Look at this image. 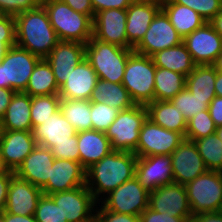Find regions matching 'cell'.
I'll return each mask as SVG.
<instances>
[{"mask_svg": "<svg viewBox=\"0 0 222 222\" xmlns=\"http://www.w3.org/2000/svg\"><path fill=\"white\" fill-rule=\"evenodd\" d=\"M40 59V57L17 45L8 48L0 62V88L24 92Z\"/></svg>", "mask_w": 222, "mask_h": 222, "instance_id": "obj_8", "label": "cell"}, {"mask_svg": "<svg viewBox=\"0 0 222 222\" xmlns=\"http://www.w3.org/2000/svg\"><path fill=\"white\" fill-rule=\"evenodd\" d=\"M170 102L178 108L188 121L200 111L208 110L210 101L192 94L186 87L178 92Z\"/></svg>", "mask_w": 222, "mask_h": 222, "instance_id": "obj_38", "label": "cell"}, {"mask_svg": "<svg viewBox=\"0 0 222 222\" xmlns=\"http://www.w3.org/2000/svg\"><path fill=\"white\" fill-rule=\"evenodd\" d=\"M185 137L176 131L167 130L148 117L142 125L137 149V157L171 155Z\"/></svg>", "mask_w": 222, "mask_h": 222, "instance_id": "obj_10", "label": "cell"}, {"mask_svg": "<svg viewBox=\"0 0 222 222\" xmlns=\"http://www.w3.org/2000/svg\"><path fill=\"white\" fill-rule=\"evenodd\" d=\"M24 93L32 96L59 94V87L51 66L45 58L36 64Z\"/></svg>", "mask_w": 222, "mask_h": 222, "instance_id": "obj_33", "label": "cell"}, {"mask_svg": "<svg viewBox=\"0 0 222 222\" xmlns=\"http://www.w3.org/2000/svg\"><path fill=\"white\" fill-rule=\"evenodd\" d=\"M149 192L134 176L106 195L100 202L105 210L139 216L148 208Z\"/></svg>", "mask_w": 222, "mask_h": 222, "instance_id": "obj_9", "label": "cell"}, {"mask_svg": "<svg viewBox=\"0 0 222 222\" xmlns=\"http://www.w3.org/2000/svg\"><path fill=\"white\" fill-rule=\"evenodd\" d=\"M61 98L58 94L31 97V121L33 128L60 110Z\"/></svg>", "mask_w": 222, "mask_h": 222, "instance_id": "obj_37", "label": "cell"}, {"mask_svg": "<svg viewBox=\"0 0 222 222\" xmlns=\"http://www.w3.org/2000/svg\"><path fill=\"white\" fill-rule=\"evenodd\" d=\"M174 182L186 185L208 169L194 141L184 139L170 155Z\"/></svg>", "mask_w": 222, "mask_h": 222, "instance_id": "obj_16", "label": "cell"}, {"mask_svg": "<svg viewBox=\"0 0 222 222\" xmlns=\"http://www.w3.org/2000/svg\"><path fill=\"white\" fill-rule=\"evenodd\" d=\"M14 175V172L10 170L0 175V212L5 210L10 180Z\"/></svg>", "mask_w": 222, "mask_h": 222, "instance_id": "obj_50", "label": "cell"}, {"mask_svg": "<svg viewBox=\"0 0 222 222\" xmlns=\"http://www.w3.org/2000/svg\"><path fill=\"white\" fill-rule=\"evenodd\" d=\"M208 110L216 127L222 125V97L215 96L210 102Z\"/></svg>", "mask_w": 222, "mask_h": 222, "instance_id": "obj_51", "label": "cell"}, {"mask_svg": "<svg viewBox=\"0 0 222 222\" xmlns=\"http://www.w3.org/2000/svg\"><path fill=\"white\" fill-rule=\"evenodd\" d=\"M54 159L51 149L37 145L14 174L42 188L49 180L50 166L53 165Z\"/></svg>", "mask_w": 222, "mask_h": 222, "instance_id": "obj_24", "label": "cell"}, {"mask_svg": "<svg viewBox=\"0 0 222 222\" xmlns=\"http://www.w3.org/2000/svg\"><path fill=\"white\" fill-rule=\"evenodd\" d=\"M0 42L8 48L16 45L15 17L0 12Z\"/></svg>", "mask_w": 222, "mask_h": 222, "instance_id": "obj_45", "label": "cell"}, {"mask_svg": "<svg viewBox=\"0 0 222 222\" xmlns=\"http://www.w3.org/2000/svg\"><path fill=\"white\" fill-rule=\"evenodd\" d=\"M68 222H94L97 202L87 185L49 195Z\"/></svg>", "mask_w": 222, "mask_h": 222, "instance_id": "obj_11", "label": "cell"}, {"mask_svg": "<svg viewBox=\"0 0 222 222\" xmlns=\"http://www.w3.org/2000/svg\"><path fill=\"white\" fill-rule=\"evenodd\" d=\"M217 70L212 65H195L186 77V88L199 98H207L210 102L215 98V82Z\"/></svg>", "mask_w": 222, "mask_h": 222, "instance_id": "obj_32", "label": "cell"}, {"mask_svg": "<svg viewBox=\"0 0 222 222\" xmlns=\"http://www.w3.org/2000/svg\"><path fill=\"white\" fill-rule=\"evenodd\" d=\"M36 146L32 131L0 130V158L10 171L15 172Z\"/></svg>", "mask_w": 222, "mask_h": 222, "instance_id": "obj_19", "label": "cell"}, {"mask_svg": "<svg viewBox=\"0 0 222 222\" xmlns=\"http://www.w3.org/2000/svg\"><path fill=\"white\" fill-rule=\"evenodd\" d=\"M31 96L16 92L0 121V130L32 131Z\"/></svg>", "mask_w": 222, "mask_h": 222, "instance_id": "obj_27", "label": "cell"}, {"mask_svg": "<svg viewBox=\"0 0 222 222\" xmlns=\"http://www.w3.org/2000/svg\"><path fill=\"white\" fill-rule=\"evenodd\" d=\"M32 133L37 145L51 149L58 142L73 141L77 131L59 110L43 124L34 127Z\"/></svg>", "mask_w": 222, "mask_h": 222, "instance_id": "obj_25", "label": "cell"}, {"mask_svg": "<svg viewBox=\"0 0 222 222\" xmlns=\"http://www.w3.org/2000/svg\"><path fill=\"white\" fill-rule=\"evenodd\" d=\"M126 9H106L95 14L93 37L126 49H134L127 41Z\"/></svg>", "mask_w": 222, "mask_h": 222, "instance_id": "obj_14", "label": "cell"}, {"mask_svg": "<svg viewBox=\"0 0 222 222\" xmlns=\"http://www.w3.org/2000/svg\"><path fill=\"white\" fill-rule=\"evenodd\" d=\"M182 42L195 65H212L222 51V38L209 22L185 36Z\"/></svg>", "mask_w": 222, "mask_h": 222, "instance_id": "obj_15", "label": "cell"}, {"mask_svg": "<svg viewBox=\"0 0 222 222\" xmlns=\"http://www.w3.org/2000/svg\"><path fill=\"white\" fill-rule=\"evenodd\" d=\"M15 31L16 45L41 59L46 58L60 41L42 4L17 15Z\"/></svg>", "mask_w": 222, "mask_h": 222, "instance_id": "obj_2", "label": "cell"}, {"mask_svg": "<svg viewBox=\"0 0 222 222\" xmlns=\"http://www.w3.org/2000/svg\"><path fill=\"white\" fill-rule=\"evenodd\" d=\"M0 222H4V212H0Z\"/></svg>", "mask_w": 222, "mask_h": 222, "instance_id": "obj_61", "label": "cell"}, {"mask_svg": "<svg viewBox=\"0 0 222 222\" xmlns=\"http://www.w3.org/2000/svg\"><path fill=\"white\" fill-rule=\"evenodd\" d=\"M34 218L36 222H68L60 207L46 194H43L39 199Z\"/></svg>", "mask_w": 222, "mask_h": 222, "instance_id": "obj_41", "label": "cell"}, {"mask_svg": "<svg viewBox=\"0 0 222 222\" xmlns=\"http://www.w3.org/2000/svg\"><path fill=\"white\" fill-rule=\"evenodd\" d=\"M7 50H8V47L4 43L0 42V62L5 56Z\"/></svg>", "mask_w": 222, "mask_h": 222, "instance_id": "obj_58", "label": "cell"}, {"mask_svg": "<svg viewBox=\"0 0 222 222\" xmlns=\"http://www.w3.org/2000/svg\"><path fill=\"white\" fill-rule=\"evenodd\" d=\"M60 41L86 44L93 37V20L60 0H41Z\"/></svg>", "mask_w": 222, "mask_h": 222, "instance_id": "obj_3", "label": "cell"}, {"mask_svg": "<svg viewBox=\"0 0 222 222\" xmlns=\"http://www.w3.org/2000/svg\"><path fill=\"white\" fill-rule=\"evenodd\" d=\"M147 117L146 105L136 104L129 109L119 111L105 132L112 149L134 152L137 149L140 130Z\"/></svg>", "mask_w": 222, "mask_h": 222, "instance_id": "obj_6", "label": "cell"}, {"mask_svg": "<svg viewBox=\"0 0 222 222\" xmlns=\"http://www.w3.org/2000/svg\"><path fill=\"white\" fill-rule=\"evenodd\" d=\"M98 76L85 58L71 72L65 83L59 88L61 99L90 100Z\"/></svg>", "mask_w": 222, "mask_h": 222, "instance_id": "obj_23", "label": "cell"}, {"mask_svg": "<svg viewBox=\"0 0 222 222\" xmlns=\"http://www.w3.org/2000/svg\"><path fill=\"white\" fill-rule=\"evenodd\" d=\"M182 41L183 39L170 23L166 13L160 9L153 18L144 38L133 51L152 57L157 52L176 46Z\"/></svg>", "mask_w": 222, "mask_h": 222, "instance_id": "obj_12", "label": "cell"}, {"mask_svg": "<svg viewBox=\"0 0 222 222\" xmlns=\"http://www.w3.org/2000/svg\"><path fill=\"white\" fill-rule=\"evenodd\" d=\"M77 141L79 162L86 170L113 151L105 132L80 131L77 132Z\"/></svg>", "mask_w": 222, "mask_h": 222, "instance_id": "obj_26", "label": "cell"}, {"mask_svg": "<svg viewBox=\"0 0 222 222\" xmlns=\"http://www.w3.org/2000/svg\"><path fill=\"white\" fill-rule=\"evenodd\" d=\"M86 185V169L80 162L54 159L50 166L49 180L41 188L43 194L50 195Z\"/></svg>", "mask_w": 222, "mask_h": 222, "instance_id": "obj_18", "label": "cell"}, {"mask_svg": "<svg viewBox=\"0 0 222 222\" xmlns=\"http://www.w3.org/2000/svg\"><path fill=\"white\" fill-rule=\"evenodd\" d=\"M40 4L41 0H0V12L16 17L24 11L37 8Z\"/></svg>", "mask_w": 222, "mask_h": 222, "instance_id": "obj_43", "label": "cell"}, {"mask_svg": "<svg viewBox=\"0 0 222 222\" xmlns=\"http://www.w3.org/2000/svg\"><path fill=\"white\" fill-rule=\"evenodd\" d=\"M43 195L41 188L14 175L9 184L4 212L15 215H34Z\"/></svg>", "mask_w": 222, "mask_h": 222, "instance_id": "obj_22", "label": "cell"}, {"mask_svg": "<svg viewBox=\"0 0 222 222\" xmlns=\"http://www.w3.org/2000/svg\"><path fill=\"white\" fill-rule=\"evenodd\" d=\"M216 134H217L218 137L222 140V125L216 127Z\"/></svg>", "mask_w": 222, "mask_h": 222, "instance_id": "obj_60", "label": "cell"}, {"mask_svg": "<svg viewBox=\"0 0 222 222\" xmlns=\"http://www.w3.org/2000/svg\"><path fill=\"white\" fill-rule=\"evenodd\" d=\"M174 3L185 5L207 22H210L222 9V2L220 0H172Z\"/></svg>", "mask_w": 222, "mask_h": 222, "instance_id": "obj_42", "label": "cell"}, {"mask_svg": "<svg viewBox=\"0 0 222 222\" xmlns=\"http://www.w3.org/2000/svg\"><path fill=\"white\" fill-rule=\"evenodd\" d=\"M90 102L105 103L119 111L136 105L122 83H112L104 79H98Z\"/></svg>", "mask_w": 222, "mask_h": 222, "instance_id": "obj_30", "label": "cell"}, {"mask_svg": "<svg viewBox=\"0 0 222 222\" xmlns=\"http://www.w3.org/2000/svg\"><path fill=\"white\" fill-rule=\"evenodd\" d=\"M96 222H141L140 216L120 214L113 211L105 210L97 203L95 210Z\"/></svg>", "mask_w": 222, "mask_h": 222, "instance_id": "obj_46", "label": "cell"}, {"mask_svg": "<svg viewBox=\"0 0 222 222\" xmlns=\"http://www.w3.org/2000/svg\"><path fill=\"white\" fill-rule=\"evenodd\" d=\"M212 66L219 72L222 73V51L218 54Z\"/></svg>", "mask_w": 222, "mask_h": 222, "instance_id": "obj_57", "label": "cell"}, {"mask_svg": "<svg viewBox=\"0 0 222 222\" xmlns=\"http://www.w3.org/2000/svg\"><path fill=\"white\" fill-rule=\"evenodd\" d=\"M194 222H222V211L203 212L193 216Z\"/></svg>", "mask_w": 222, "mask_h": 222, "instance_id": "obj_53", "label": "cell"}, {"mask_svg": "<svg viewBox=\"0 0 222 222\" xmlns=\"http://www.w3.org/2000/svg\"><path fill=\"white\" fill-rule=\"evenodd\" d=\"M209 23L213 26L217 34L222 38V9Z\"/></svg>", "mask_w": 222, "mask_h": 222, "instance_id": "obj_55", "label": "cell"}, {"mask_svg": "<svg viewBox=\"0 0 222 222\" xmlns=\"http://www.w3.org/2000/svg\"><path fill=\"white\" fill-rule=\"evenodd\" d=\"M214 133H216V126L209 110L200 111L187 121L186 139L194 141Z\"/></svg>", "mask_w": 222, "mask_h": 222, "instance_id": "obj_39", "label": "cell"}, {"mask_svg": "<svg viewBox=\"0 0 222 222\" xmlns=\"http://www.w3.org/2000/svg\"><path fill=\"white\" fill-rule=\"evenodd\" d=\"M160 9L161 0H135L126 9L127 41L133 48L142 41Z\"/></svg>", "mask_w": 222, "mask_h": 222, "instance_id": "obj_20", "label": "cell"}, {"mask_svg": "<svg viewBox=\"0 0 222 222\" xmlns=\"http://www.w3.org/2000/svg\"><path fill=\"white\" fill-rule=\"evenodd\" d=\"M77 134L73 136V141L56 143L51 152L56 159L74 160L79 162V149L77 147Z\"/></svg>", "mask_w": 222, "mask_h": 222, "instance_id": "obj_44", "label": "cell"}, {"mask_svg": "<svg viewBox=\"0 0 222 222\" xmlns=\"http://www.w3.org/2000/svg\"><path fill=\"white\" fill-rule=\"evenodd\" d=\"M134 152L113 150L86 170V185L99 203L106 195L135 176Z\"/></svg>", "mask_w": 222, "mask_h": 222, "instance_id": "obj_1", "label": "cell"}, {"mask_svg": "<svg viewBox=\"0 0 222 222\" xmlns=\"http://www.w3.org/2000/svg\"><path fill=\"white\" fill-rule=\"evenodd\" d=\"M156 67H161L185 75L186 77L193 71V62L189 51L182 43L171 48L164 49L152 56Z\"/></svg>", "mask_w": 222, "mask_h": 222, "instance_id": "obj_31", "label": "cell"}, {"mask_svg": "<svg viewBox=\"0 0 222 222\" xmlns=\"http://www.w3.org/2000/svg\"><path fill=\"white\" fill-rule=\"evenodd\" d=\"M154 83V100L170 101L185 88L186 76L175 71L156 67Z\"/></svg>", "mask_w": 222, "mask_h": 222, "instance_id": "obj_34", "label": "cell"}, {"mask_svg": "<svg viewBox=\"0 0 222 222\" xmlns=\"http://www.w3.org/2000/svg\"><path fill=\"white\" fill-rule=\"evenodd\" d=\"M134 0H91L94 13L106 9H127Z\"/></svg>", "mask_w": 222, "mask_h": 222, "instance_id": "obj_48", "label": "cell"}, {"mask_svg": "<svg viewBox=\"0 0 222 222\" xmlns=\"http://www.w3.org/2000/svg\"><path fill=\"white\" fill-rule=\"evenodd\" d=\"M15 93L16 91L12 89L0 88V121L2 120Z\"/></svg>", "mask_w": 222, "mask_h": 222, "instance_id": "obj_52", "label": "cell"}, {"mask_svg": "<svg viewBox=\"0 0 222 222\" xmlns=\"http://www.w3.org/2000/svg\"><path fill=\"white\" fill-rule=\"evenodd\" d=\"M155 72L152 57L136 52L128 57L122 84L135 104L147 105L154 101Z\"/></svg>", "mask_w": 222, "mask_h": 222, "instance_id": "obj_5", "label": "cell"}, {"mask_svg": "<svg viewBox=\"0 0 222 222\" xmlns=\"http://www.w3.org/2000/svg\"><path fill=\"white\" fill-rule=\"evenodd\" d=\"M161 9L182 39L207 22L193 9L172 0H161Z\"/></svg>", "mask_w": 222, "mask_h": 222, "instance_id": "obj_28", "label": "cell"}, {"mask_svg": "<svg viewBox=\"0 0 222 222\" xmlns=\"http://www.w3.org/2000/svg\"><path fill=\"white\" fill-rule=\"evenodd\" d=\"M4 222H36L34 215H15L4 212Z\"/></svg>", "mask_w": 222, "mask_h": 222, "instance_id": "obj_54", "label": "cell"}, {"mask_svg": "<svg viewBox=\"0 0 222 222\" xmlns=\"http://www.w3.org/2000/svg\"><path fill=\"white\" fill-rule=\"evenodd\" d=\"M139 216L141 222H187L193 219L169 216L167 212L159 213L153 211L149 207L145 211H143Z\"/></svg>", "mask_w": 222, "mask_h": 222, "instance_id": "obj_47", "label": "cell"}, {"mask_svg": "<svg viewBox=\"0 0 222 222\" xmlns=\"http://www.w3.org/2000/svg\"><path fill=\"white\" fill-rule=\"evenodd\" d=\"M60 111L77 132L92 130L90 100L61 99Z\"/></svg>", "mask_w": 222, "mask_h": 222, "instance_id": "obj_35", "label": "cell"}, {"mask_svg": "<svg viewBox=\"0 0 222 222\" xmlns=\"http://www.w3.org/2000/svg\"><path fill=\"white\" fill-rule=\"evenodd\" d=\"M148 118L157 125L181 133L185 137L187 120L170 101L154 100L146 105Z\"/></svg>", "mask_w": 222, "mask_h": 222, "instance_id": "obj_29", "label": "cell"}, {"mask_svg": "<svg viewBox=\"0 0 222 222\" xmlns=\"http://www.w3.org/2000/svg\"><path fill=\"white\" fill-rule=\"evenodd\" d=\"M135 177L148 192L174 182L171 156L137 157Z\"/></svg>", "mask_w": 222, "mask_h": 222, "instance_id": "obj_17", "label": "cell"}, {"mask_svg": "<svg viewBox=\"0 0 222 222\" xmlns=\"http://www.w3.org/2000/svg\"><path fill=\"white\" fill-rule=\"evenodd\" d=\"M191 212L222 211V172L207 170L185 185Z\"/></svg>", "mask_w": 222, "mask_h": 222, "instance_id": "obj_7", "label": "cell"}, {"mask_svg": "<svg viewBox=\"0 0 222 222\" xmlns=\"http://www.w3.org/2000/svg\"><path fill=\"white\" fill-rule=\"evenodd\" d=\"M45 59L51 66L60 88L74 71V67L85 59V44L59 41Z\"/></svg>", "mask_w": 222, "mask_h": 222, "instance_id": "obj_21", "label": "cell"}, {"mask_svg": "<svg viewBox=\"0 0 222 222\" xmlns=\"http://www.w3.org/2000/svg\"><path fill=\"white\" fill-rule=\"evenodd\" d=\"M9 171V169L4 164V161L0 158V175L6 174Z\"/></svg>", "mask_w": 222, "mask_h": 222, "instance_id": "obj_59", "label": "cell"}, {"mask_svg": "<svg viewBox=\"0 0 222 222\" xmlns=\"http://www.w3.org/2000/svg\"><path fill=\"white\" fill-rule=\"evenodd\" d=\"M66 3L74 11L88 15L92 20H94L95 13L91 4V0H60Z\"/></svg>", "mask_w": 222, "mask_h": 222, "instance_id": "obj_49", "label": "cell"}, {"mask_svg": "<svg viewBox=\"0 0 222 222\" xmlns=\"http://www.w3.org/2000/svg\"><path fill=\"white\" fill-rule=\"evenodd\" d=\"M119 113L115 109L105 103L91 102V121L92 130L106 132L108 127L114 122Z\"/></svg>", "mask_w": 222, "mask_h": 222, "instance_id": "obj_40", "label": "cell"}, {"mask_svg": "<svg viewBox=\"0 0 222 222\" xmlns=\"http://www.w3.org/2000/svg\"><path fill=\"white\" fill-rule=\"evenodd\" d=\"M208 170L222 172V140L216 133L194 140Z\"/></svg>", "mask_w": 222, "mask_h": 222, "instance_id": "obj_36", "label": "cell"}, {"mask_svg": "<svg viewBox=\"0 0 222 222\" xmlns=\"http://www.w3.org/2000/svg\"><path fill=\"white\" fill-rule=\"evenodd\" d=\"M148 207L169 216L193 218L185 185L172 182L149 192Z\"/></svg>", "mask_w": 222, "mask_h": 222, "instance_id": "obj_13", "label": "cell"}, {"mask_svg": "<svg viewBox=\"0 0 222 222\" xmlns=\"http://www.w3.org/2000/svg\"><path fill=\"white\" fill-rule=\"evenodd\" d=\"M214 85L216 96L222 97V73L219 71H217L216 82Z\"/></svg>", "mask_w": 222, "mask_h": 222, "instance_id": "obj_56", "label": "cell"}, {"mask_svg": "<svg viewBox=\"0 0 222 222\" xmlns=\"http://www.w3.org/2000/svg\"><path fill=\"white\" fill-rule=\"evenodd\" d=\"M133 52V49L105 43L94 37L85 44V58L98 78L112 83H122L128 57Z\"/></svg>", "mask_w": 222, "mask_h": 222, "instance_id": "obj_4", "label": "cell"}]
</instances>
